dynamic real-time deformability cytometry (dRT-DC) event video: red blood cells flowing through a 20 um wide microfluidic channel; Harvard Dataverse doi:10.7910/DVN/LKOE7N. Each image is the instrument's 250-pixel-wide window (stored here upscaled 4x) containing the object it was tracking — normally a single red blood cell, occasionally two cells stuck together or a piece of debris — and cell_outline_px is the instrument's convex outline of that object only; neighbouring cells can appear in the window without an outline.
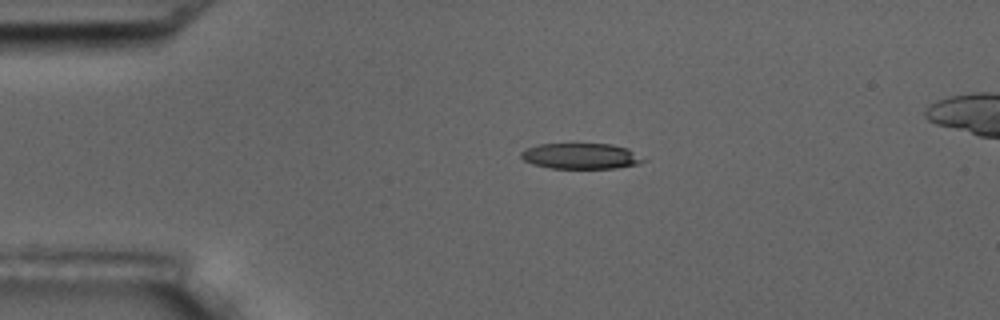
{"species": "common noctule bat (a hibernating species)", "species_latin": "Nyctalus noctula", "temperature_condition": "room temperature", "stored_images_in_passage": 3, "camera_frame_rate_fps": 3000, "um_per_image_px": 0.085, "animal": {"sex": "male", "body_mass_g": 17.5, "forearm_length_mm": 52.3}, "frame": {"image": 1, "passage_image": 1, "time_ms": 0.0, "image_size_px": [1000, 320], "cell_outline_px": [[648, 160], [640, 164], [616, 168], [552, 168], [532, 164], [524, 160], [520, 156], [520, 152], [528, 148], [540, 144], [612, 144], [628, 148]], "centroid_in_image_um": [49.42, 13.27], "position_along_channel_um": 35.6, "area_um2": 18.38}}